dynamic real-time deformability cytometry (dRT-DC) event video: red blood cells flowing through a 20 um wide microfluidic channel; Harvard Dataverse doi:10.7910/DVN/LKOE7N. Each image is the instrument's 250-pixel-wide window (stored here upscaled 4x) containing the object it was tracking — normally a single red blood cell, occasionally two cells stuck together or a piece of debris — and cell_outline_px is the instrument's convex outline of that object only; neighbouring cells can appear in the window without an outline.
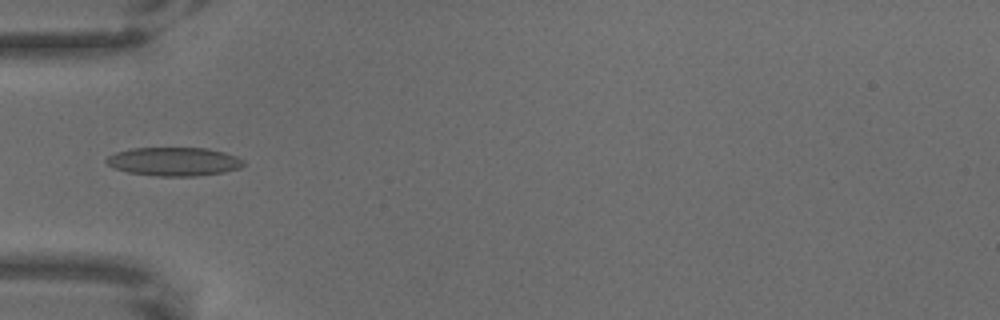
{"species": "common noctule bat (a hibernating species)", "species_latin": "Nyctalus noctula", "temperature_condition": "warm", "stored_images_in_passage": 44, "camera_frame_rate_fps": 3000, "um_per_image_px": 0.085, "animal": {"sex": "male", "body_mass_g": 18.8}, "frame": {"image": 1, "passage_image": 1, "time_ms": 0.0, "image_size_px": [1000, 320], "cell_outline_px": [[244, 164], [240, 168], [224, 172], [196, 176], [156, 176], [128, 172], [112, 168], [104, 160], [108, 156], [116, 152], [132, 148], [208, 148], [224, 152], [236, 156], [244, 160]], "centroid_in_image_um": [14.78, 13.73], "position_along_channel_um": 70.2, "area_um2": 22.95}}
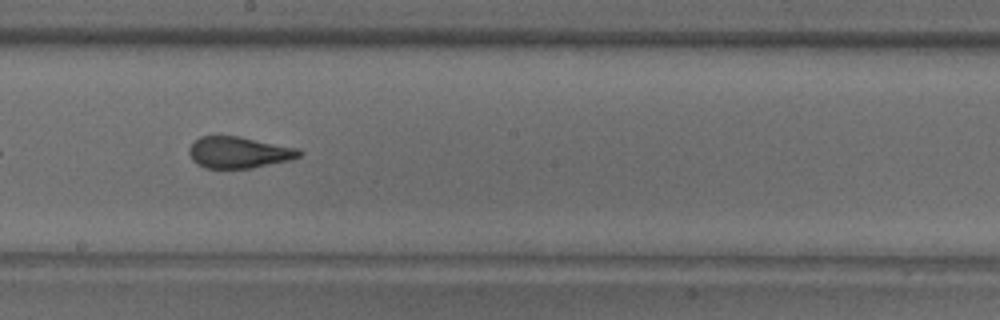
{"frame": {"image": 2, "passage_image": 16, "time_ms": 5.0, "image_size_px": [1000, 320], "cell_outline_px": [[304, 152], [300, 156], [292, 160], [252, 168], [204, 168], [196, 164], [192, 160], [188, 152], [188, 148], [200, 136], [240, 136], [300, 148]], "centroid_in_image_um": [20.34, 12.95], "position_along_channel_um": 227.9, "area_um2": 20.52}}
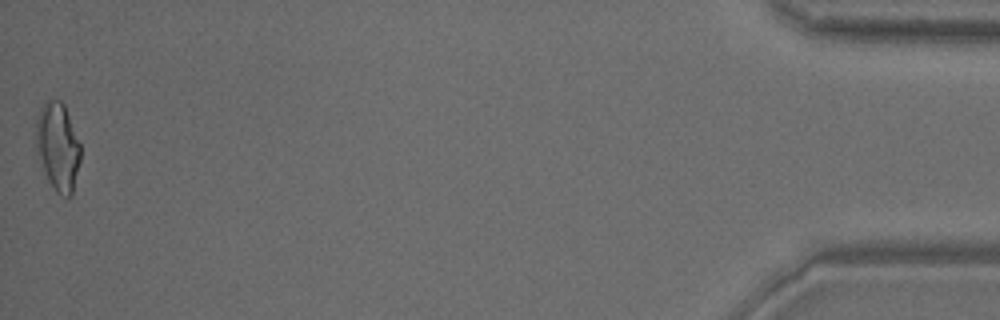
{"frame": {"image": 3, "passage_image": 44, "time_ms": 14.333, "image_size_px": [1000, 320], "cell_outline_px": [[80, 160], [72, 196], [68, 200], [60, 196], [56, 192], [48, 180], [44, 172], [36, 152], [36, 116], [40, 108], [48, 100], [60, 100], [64, 104], [80, 144]], "centroid_in_image_um": [4.91, 12.51], "position_along_channel_um": 430.3, "area_um2": 23.06}}